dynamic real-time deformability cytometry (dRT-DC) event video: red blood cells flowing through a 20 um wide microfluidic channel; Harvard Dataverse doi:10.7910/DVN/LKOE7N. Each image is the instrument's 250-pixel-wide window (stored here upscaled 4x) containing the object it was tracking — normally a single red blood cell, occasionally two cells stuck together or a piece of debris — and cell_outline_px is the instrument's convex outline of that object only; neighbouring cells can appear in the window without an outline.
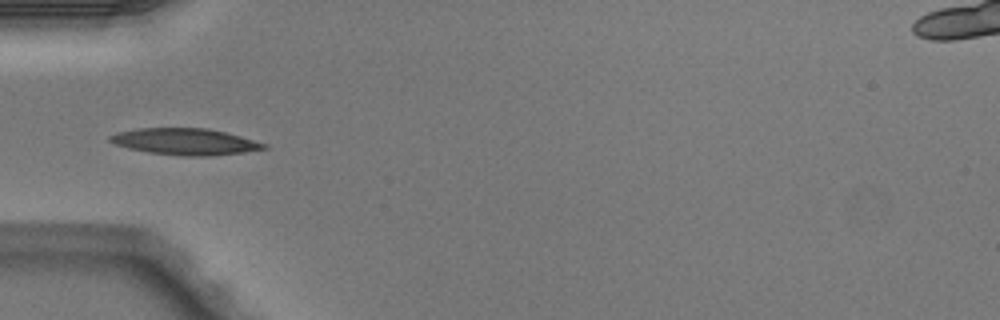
{"species": "Egyptian fruit bat (a non-hibernating species)", "species_latin": "Rousettus aegyptiacus", "temperature_condition": "warm", "stored_images_in_passage": 4, "camera_frame_rate_fps": 3000, "um_per_image_px": 0.085, "animal": {"sex": "male"}, "frame": {"image": 1, "passage_image": 4, "time_ms": 1.0, "image_size_px": [1000, 320], "cell_outline_px": [[268, 148], [244, 152], [208, 156], [184, 156], [148, 152], [128, 148], [116, 144], [108, 140], [108, 136], [116, 132], [140, 128], [208, 128], [240, 136], [268, 144]], "centroid_in_image_um": [15.73, 12.03], "position_along_channel_um": 69.3, "area_um2": 23.7}}